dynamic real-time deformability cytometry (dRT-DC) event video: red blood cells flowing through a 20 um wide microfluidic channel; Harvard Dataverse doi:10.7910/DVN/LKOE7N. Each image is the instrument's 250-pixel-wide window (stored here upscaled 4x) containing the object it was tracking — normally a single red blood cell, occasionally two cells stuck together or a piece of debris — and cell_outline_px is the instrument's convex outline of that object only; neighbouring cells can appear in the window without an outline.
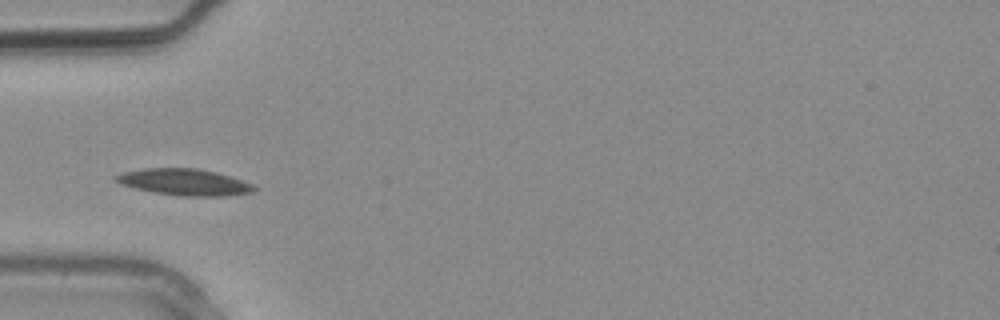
{"species": "common noctule bat (a hibernating species)", "species_latin": "Nyctalus noctula", "temperature_condition": "warm", "stored_images_in_passage": 1, "camera_frame_rate_fps": 3000, "um_per_image_px": 0.085, "animal": {"sex": "male", "body_mass_g": 20.4}, "frame": {"image": 1, "passage_image": 1, "time_ms": 0.0, "image_size_px": [1000, 320], "cell_outline_px": [[260, 188], [252, 192], [228, 196], [184, 196], [156, 192], [136, 188], [120, 184], [112, 180], [112, 176], [124, 172], [144, 168], [196, 168], [216, 172], [252, 184]], "centroid_in_image_um": [15.66, 15.48], "position_along_channel_um": 69.3, "area_um2": 21.27}}